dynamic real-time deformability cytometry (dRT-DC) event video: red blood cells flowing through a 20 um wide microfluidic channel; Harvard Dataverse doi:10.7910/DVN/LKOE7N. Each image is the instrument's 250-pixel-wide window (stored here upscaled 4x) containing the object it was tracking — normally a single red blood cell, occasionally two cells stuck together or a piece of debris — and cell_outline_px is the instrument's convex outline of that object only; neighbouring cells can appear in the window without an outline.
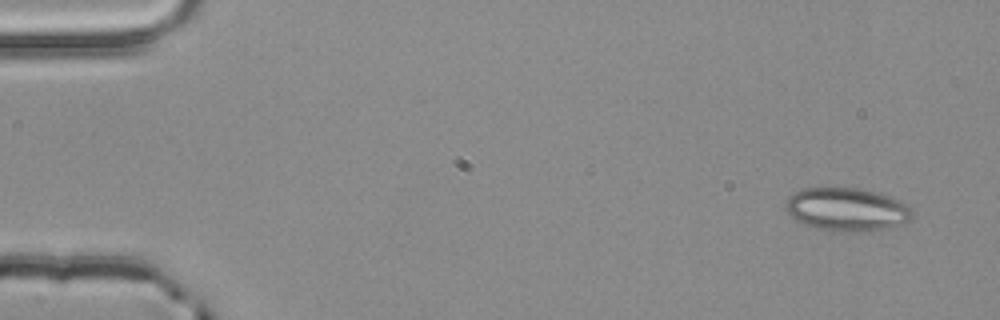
{"species": "common noctule bat (a hibernating species)", "species_latin": "Nyctalus noctula", "temperature_condition": "room temperature", "stored_images_in_passage": 3, "camera_frame_rate_fps": 3000, "um_per_image_px": 0.085, "animal": {"sex": "male", "body_mass_g": 20.4}, "frame": {"image": 1, "passage_image": 1, "time_ms": 0.0, "image_size_px": [1000, 320], "cell_outline_px": [[912, 216], [908, 220], [900, 224], [888, 228], [864, 232], [848, 232], [816, 228], [804, 224], [796, 220], [784, 208], [788, 196], [804, 188], [860, 188], [876, 192], [900, 200], [908, 204], [912, 212]], "centroid_in_image_um": [71.98, 17.8], "position_along_channel_um": 13.0, "area_um2": 31.85}}